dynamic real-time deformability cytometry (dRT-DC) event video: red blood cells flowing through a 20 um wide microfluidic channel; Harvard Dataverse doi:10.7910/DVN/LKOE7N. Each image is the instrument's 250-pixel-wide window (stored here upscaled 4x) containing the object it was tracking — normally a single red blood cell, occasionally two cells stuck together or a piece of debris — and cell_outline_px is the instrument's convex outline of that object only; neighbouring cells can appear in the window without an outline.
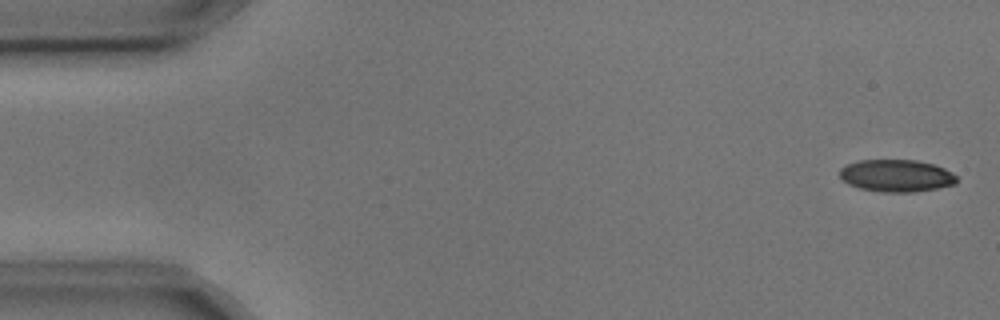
{"species": "common noctule bat (a hibernating species)", "species_latin": "Nyctalus noctula", "temperature_condition": "cold", "stored_images_in_passage": 4, "camera_frame_rate_fps": 3000, "um_per_image_px": 0.085, "animal": {"sex": "male", "body_mass_g": 17.9, "forearm_length_mm": 54.2}, "frame": {"image": 1, "passage_image": 1, "time_ms": 0.0, "image_size_px": [1000, 320], "cell_outline_px": [[956, 184], [936, 188], [912, 192], [880, 192], [860, 188], [848, 184], [840, 176], [840, 168], [856, 160], [916, 160], [932, 164], [944, 168], [952, 172], [956, 176]], "centroid_in_image_um": [76.18, 14.93], "position_along_channel_um": 8.8, "area_um2": 21.91}}
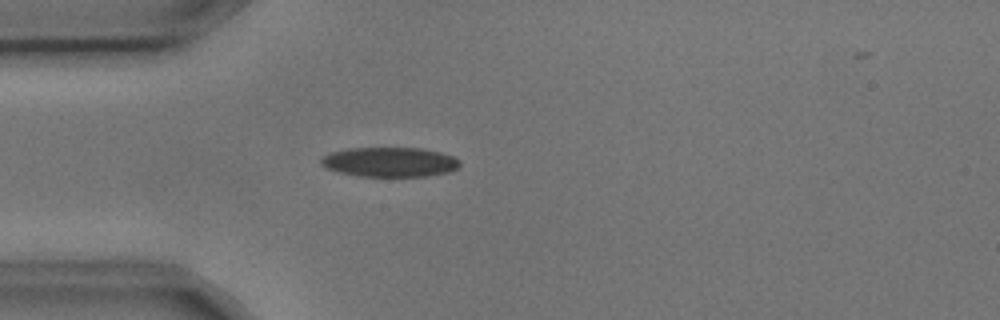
{"frame": {"image": 2, "passage_image": 4, "time_ms": 1.0, "image_size_px": [1000, 320], "cell_outline_px": [[460, 164], [456, 168], [448, 172], [428, 176], [356, 176], [336, 172], [324, 168], [320, 164], [320, 160], [324, 156], [332, 152], [348, 148], [424, 148], [440, 152], [452, 156], [460, 160]], "centroid_in_image_um": [33.09, 13.77], "position_along_channel_um": 51.9, "area_um2": 24.1}}